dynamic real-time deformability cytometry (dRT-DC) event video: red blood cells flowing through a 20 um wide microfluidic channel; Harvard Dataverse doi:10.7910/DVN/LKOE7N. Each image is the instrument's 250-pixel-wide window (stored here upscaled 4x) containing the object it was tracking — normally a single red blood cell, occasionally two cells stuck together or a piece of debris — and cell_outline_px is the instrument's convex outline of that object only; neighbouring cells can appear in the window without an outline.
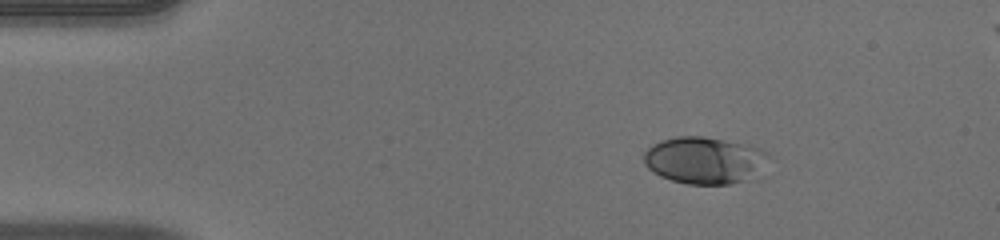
{"species": "human", "species_latin": "Homo sapiens", "temperature_condition": "warm", "stored_images_in_passage": 44, "camera_frame_rate_fps": 3000, "um_per_image_px": 0.085, "donor": {"sex": "male"}, "frame": {"image": 1, "passage_image": 1, "time_ms": 0.0, "image_size_px": [1000, 240], "cell_outline_px": [[768, 156], [744, 180], [732, 184], [688, 184], [672, 180], [660, 176], [648, 168], [644, 164], [644, 152], [652, 144], [660, 140], [676, 136], [704, 136], [764, 148], [768, 152]], "centroid_in_image_um": [59.77, 13.59], "position_along_channel_um": 25.2, "area_um2": 33.47}}
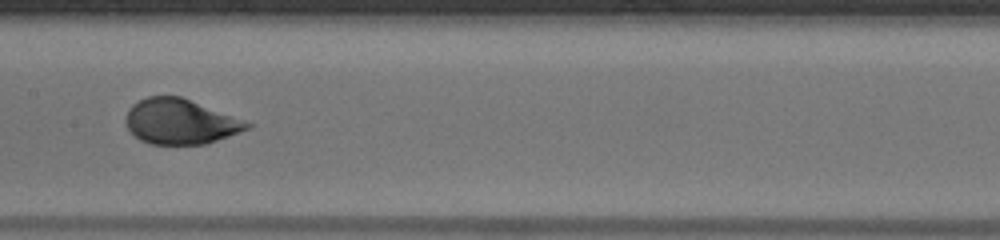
{"frame": {"image": 2, "passage_image": 19, "time_ms": 6.0, "image_size_px": [1000, 240], "cell_outline_px": [[252, 124], [248, 128], [228, 136], [204, 144], [148, 144], [140, 140], [128, 128], [124, 120], [128, 108], [132, 104], [148, 96], [180, 96]], "centroid_in_image_um": [15.24, 10.34], "position_along_channel_um": 192.2, "area_um2": 31.33}}
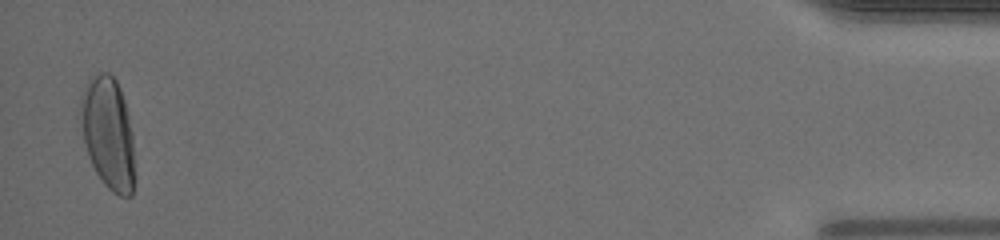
{"frame": {"image": 3, "passage_image": 43, "time_ms": 14.0, "image_size_px": [1000, 240], "cell_outline_px": [[132, 196], [120, 196], [112, 192], [104, 184], [96, 172], [88, 156], [76, 116], [80, 92], [88, 80], [92, 76], [100, 72], [108, 72], [116, 80], [120, 88], [124, 100], [132, 132]], "centroid_in_image_um": [9.09, 11.23], "position_along_channel_um": 426.1, "area_um2": 35.72}, "authors_computed_cell_mechanics": {"area_um2": 32.8593, "velocity_mm_per_s": 4.0438, "shape_relaxation_time_tau1_ms": 3.4948, "shape_relaxation_time_tau2_ms": null, "deformation_change_tau1": 0.1955, "deformation_change_tau2": null}}